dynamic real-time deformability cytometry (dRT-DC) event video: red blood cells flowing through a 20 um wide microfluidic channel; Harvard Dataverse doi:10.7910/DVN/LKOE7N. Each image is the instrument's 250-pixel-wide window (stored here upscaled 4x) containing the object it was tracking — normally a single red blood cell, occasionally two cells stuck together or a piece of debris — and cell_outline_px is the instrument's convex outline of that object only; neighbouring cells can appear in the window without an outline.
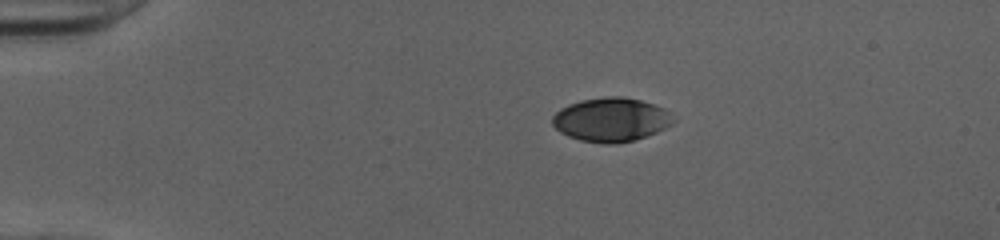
{"species": "human", "species_latin": "Homo sapiens", "temperature_condition": "cold", "stored_images_in_passage": 41, "camera_frame_rate_fps": 3000, "um_per_image_px": 0.085, "donor": {"sex": "female"}, "frame": {"image": 1, "passage_image": 1, "time_ms": 0.0, "image_size_px": [1000, 240], "cell_outline_px": [[676, 120], [672, 124], [656, 132], [632, 140], [616, 144], [604, 144], [580, 140], [568, 136], [560, 132], [552, 124], [552, 116], [560, 108], [568, 104], [580, 100], [608, 96], [620, 96], [640, 100], [664, 108], [676, 116]], "centroid_in_image_um": [51.94, 10.16], "position_along_channel_um": 33.1, "area_um2": 31.04}}
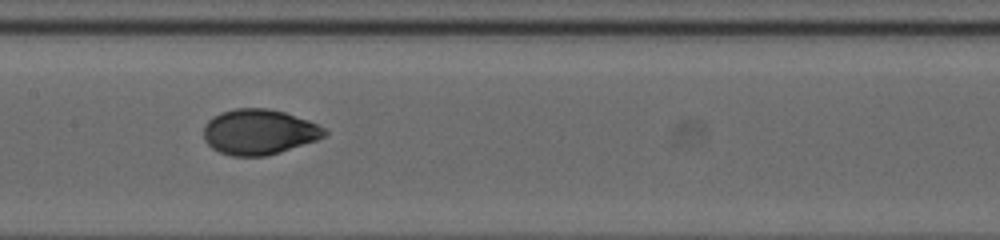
{"frame": {"image": 2, "passage_image": 17, "time_ms": 5.333, "image_size_px": [1000, 240], "cell_outline_px": [[328, 132], [324, 136], [316, 140], [268, 156], [232, 156], [220, 152], [212, 148], [204, 140], [204, 124], [212, 116], [220, 112], [236, 108], [268, 108], [284, 112], [308, 120], [324, 128]], "centroid_in_image_um": [21.98, 11.21], "position_along_channel_um": 185.4, "area_um2": 31.96}}
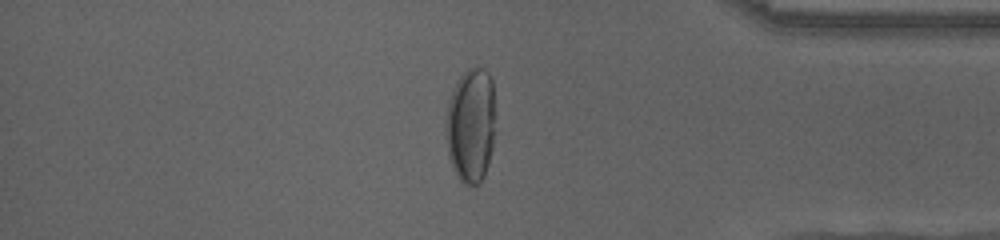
{"frame": {"image": 3, "passage_image": 34, "time_ms": 11.0, "image_size_px": [1000, 240], "cell_outline_px": [[492, 148], [488, 164], [484, 176], [476, 184], [464, 184], [456, 176], [452, 168], [448, 156], [444, 128], [444, 116], [448, 100], [460, 76], [468, 68], [476, 64], [484, 68], [488, 72], [492, 80]], "centroid_in_image_um": [39.95, 10.62], "position_along_channel_um": 395.3, "area_um2": 33.18}, "authors_computed_cell_mechanics": {"area_um2": 32.0212, "velocity_mm_per_s": 4.0461, "shape_relaxation_time_tau1_ms": 4.2699, "shape_relaxation_time_tau2_ms": 0.6307, "deformation_change_tau1": 0.1905, "deformation_change_tau2": 0.0328}}